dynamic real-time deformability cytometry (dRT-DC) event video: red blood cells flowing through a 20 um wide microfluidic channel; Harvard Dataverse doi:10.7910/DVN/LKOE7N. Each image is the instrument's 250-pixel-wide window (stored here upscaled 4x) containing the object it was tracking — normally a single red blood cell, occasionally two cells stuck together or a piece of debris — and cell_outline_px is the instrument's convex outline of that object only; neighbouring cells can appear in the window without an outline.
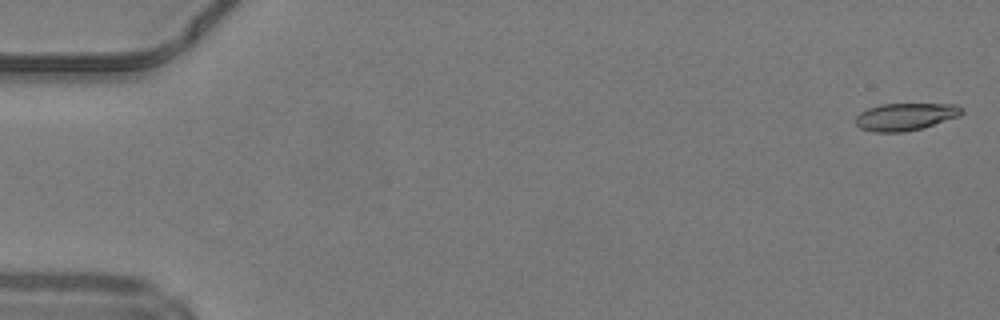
{"species": "common noctule bat (a hibernating species)", "species_latin": "Nyctalus noctula", "temperature_condition": "warm", "stored_images_in_passage": 49, "camera_frame_rate_fps": 3000, "um_per_image_px": 0.085, "animal": {"sex": "male", "body_mass_g": 19.2, "forearm_length_mm": 51.8}, "frame": {"image": 1, "passage_image": 1, "time_ms": 0.0, "image_size_px": [1000, 320], "cell_outline_px": [[964, 112], [960, 116], [920, 128], [904, 132], [872, 132], [860, 128], [856, 124], [856, 116], [860, 112], [868, 108], [880, 104], [956, 104], [964, 108]], "centroid_in_image_um": [76.96, 9.91], "position_along_channel_um": 8.0, "area_um2": 16.94}}
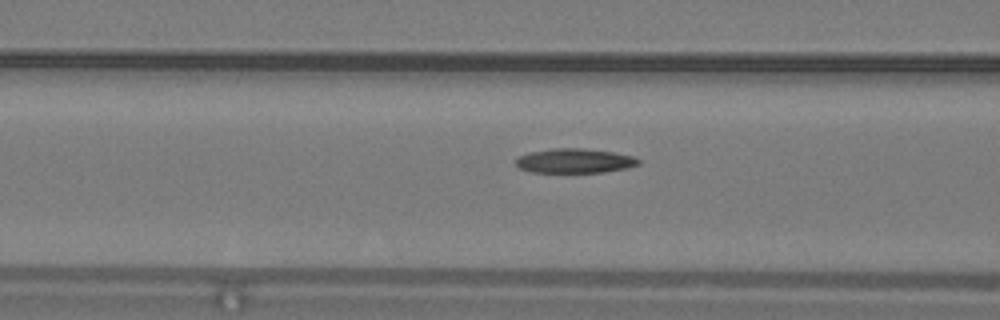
{"frame": {"image": 2, "passage_image": 20, "time_ms": 6.333, "image_size_px": [1000, 320], "cell_outline_px": [[640, 164], [628, 168], [604, 172], [532, 172], [520, 168], [516, 164], [516, 160], [520, 156], [528, 152], [552, 148], [584, 148], [612, 152], [636, 156], [640, 160]], "centroid_in_image_um": [48.89, 13.66], "position_along_channel_um": 117.7, "area_um2": 17.57}}
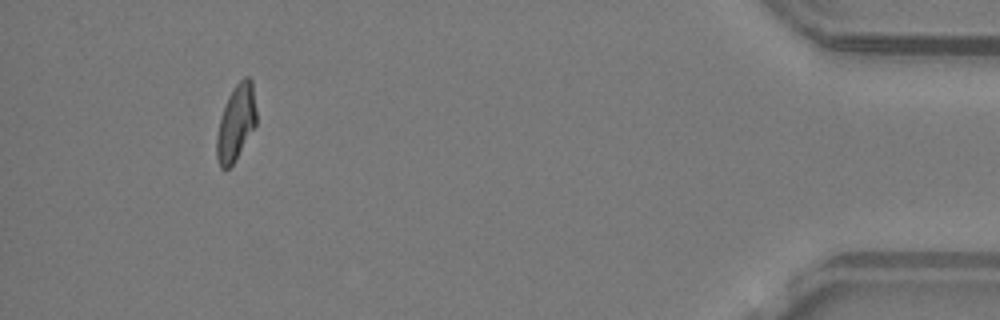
{"frame": {"image": 3, "passage_image": 46, "time_ms": 15.0, "image_size_px": [1000, 320], "cell_outline_px": [[256, 124], [232, 164], [228, 168], [220, 168], [216, 160], [216, 136], [220, 116], [228, 96], [236, 84], [244, 76], [248, 76], [252, 80], [256, 108]], "centroid_in_image_um": [20.04, 10.41], "position_along_channel_um": 415.2, "area_um2": 17.46}}